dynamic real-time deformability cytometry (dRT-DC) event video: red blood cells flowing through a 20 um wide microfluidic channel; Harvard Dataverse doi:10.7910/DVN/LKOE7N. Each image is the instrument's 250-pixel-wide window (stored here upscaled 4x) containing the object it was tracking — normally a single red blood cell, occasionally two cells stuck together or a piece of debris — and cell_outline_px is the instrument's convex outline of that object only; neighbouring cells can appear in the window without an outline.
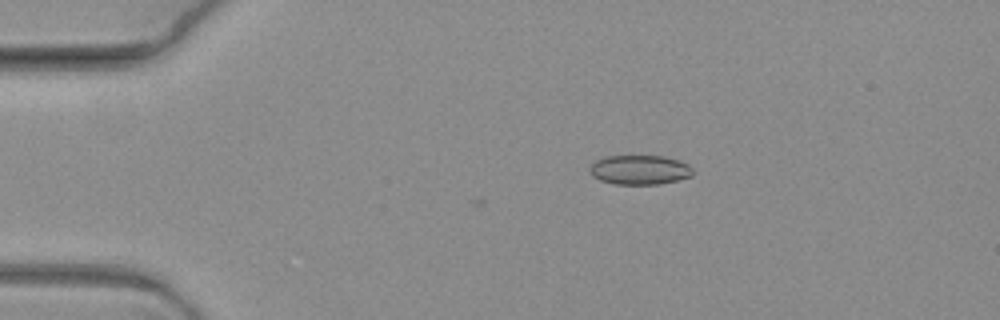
{"species": "common noctule bat (a hibernating species)", "species_latin": "Nyctalus noctula", "temperature_condition": "warm", "stored_images_in_passage": 5, "camera_frame_rate_fps": 3000, "um_per_image_px": 0.085, "animal": {"sex": "female", "body_mass_g": 19.3, "forearm_length_mm": 54.1}, "frame": {"image": 1, "passage_image": 1, "time_ms": 0.0, "image_size_px": [1000, 320], "cell_outline_px": [[692, 176], [680, 180], [660, 184], [616, 184], [600, 180], [592, 176], [588, 172], [588, 168], [596, 160], [604, 156], [664, 156], [688, 164], [692, 168]], "centroid_in_image_um": [54.35, 14.44], "position_along_channel_um": 30.7, "area_um2": 17.8}}
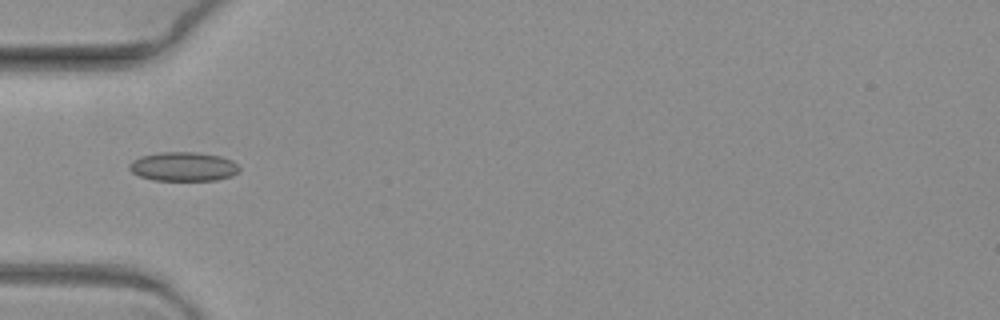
{"frame": {"image": 2, "passage_image": 3, "time_ms": 0.667, "image_size_px": [1000, 320], "cell_outline_px": [[240, 172], [232, 176], [216, 180], [152, 180], [140, 176], [132, 172], [128, 168], [128, 164], [132, 160], [140, 156], [160, 152], [200, 152], [220, 156], [232, 160], [240, 168]], "centroid_in_image_um": [15.58, 14.15], "position_along_channel_um": 69.4, "area_um2": 18.84}}
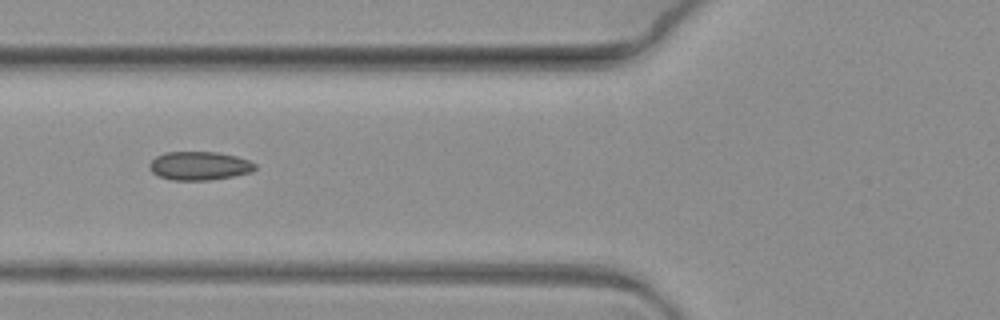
{"frame": {"image": 3, "passage_image": 4, "time_ms": 1.0, "image_size_px": [1000, 320], "cell_outline_px": [[256, 168], [252, 172], [232, 176], [208, 180], [172, 180], [160, 176], [152, 172], [148, 168], [148, 164], [156, 156], [164, 152], [216, 152], [236, 156], [248, 160], [256, 164]], "centroid_in_image_um": [16.93, 14.09], "position_along_channel_um": 108.9, "area_um2": 17.57}}